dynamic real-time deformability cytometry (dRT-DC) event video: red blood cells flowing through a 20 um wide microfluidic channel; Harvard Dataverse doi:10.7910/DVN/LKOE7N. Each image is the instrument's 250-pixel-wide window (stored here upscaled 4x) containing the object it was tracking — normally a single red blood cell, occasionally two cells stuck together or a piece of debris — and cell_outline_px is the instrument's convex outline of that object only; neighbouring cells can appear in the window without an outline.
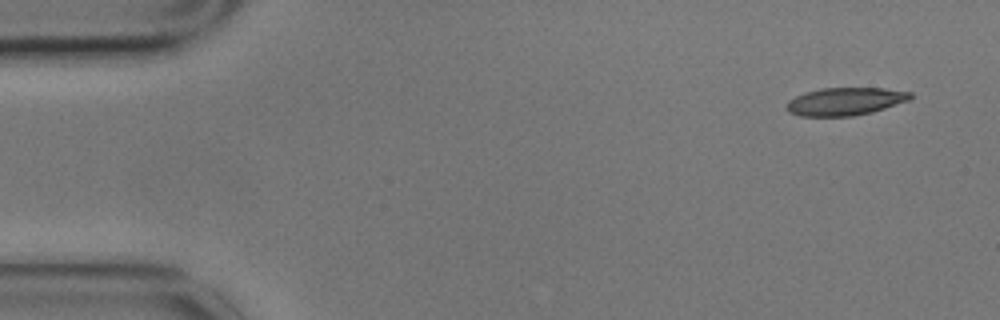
{"species": "common noctule bat (a hibernating species)", "species_latin": "Nyctalus noctula", "temperature_condition": "cold", "stored_images_in_passage": 2, "camera_frame_rate_fps": 3000, "um_per_image_px": 0.085, "animal": {"sex": "male", "body_mass_g": 17.9}, "frame": {"image": 1, "passage_image": 1, "time_ms": 0.0, "image_size_px": [1000, 320], "cell_outline_px": [[912, 96], [908, 100], [872, 112], [852, 116], [800, 116], [788, 112], [788, 100], [804, 92], [824, 88], [884, 88], [912, 92]], "centroid_in_image_um": [71.83, 8.62], "position_along_channel_um": 13.2, "area_um2": 19.88}}